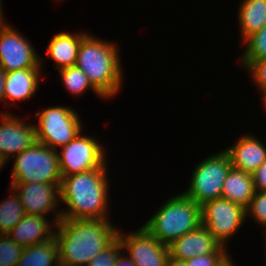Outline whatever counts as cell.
I'll list each match as a JSON object with an SVG mask.
<instances>
[{"label":"cell","instance_id":"6da1fadb","mask_svg":"<svg viewBox=\"0 0 266 266\" xmlns=\"http://www.w3.org/2000/svg\"><path fill=\"white\" fill-rule=\"evenodd\" d=\"M110 222V219H60L55 230L60 261L87 266L117 238L119 228Z\"/></svg>","mask_w":266,"mask_h":266},{"label":"cell","instance_id":"7a4b0ae2","mask_svg":"<svg viewBox=\"0 0 266 266\" xmlns=\"http://www.w3.org/2000/svg\"><path fill=\"white\" fill-rule=\"evenodd\" d=\"M107 162L100 168L62 177L60 201L61 219H108Z\"/></svg>","mask_w":266,"mask_h":266},{"label":"cell","instance_id":"3957f363","mask_svg":"<svg viewBox=\"0 0 266 266\" xmlns=\"http://www.w3.org/2000/svg\"><path fill=\"white\" fill-rule=\"evenodd\" d=\"M119 47L114 42L101 40L88 33L80 43L78 66L93 87L104 97L114 98L123 86V67Z\"/></svg>","mask_w":266,"mask_h":266},{"label":"cell","instance_id":"277c9868","mask_svg":"<svg viewBox=\"0 0 266 266\" xmlns=\"http://www.w3.org/2000/svg\"><path fill=\"white\" fill-rule=\"evenodd\" d=\"M201 224V206L182 192L163 202L142 226L163 245L169 246Z\"/></svg>","mask_w":266,"mask_h":266},{"label":"cell","instance_id":"5b68a950","mask_svg":"<svg viewBox=\"0 0 266 266\" xmlns=\"http://www.w3.org/2000/svg\"><path fill=\"white\" fill-rule=\"evenodd\" d=\"M10 183L61 184L57 150L40 142L15 155Z\"/></svg>","mask_w":266,"mask_h":266},{"label":"cell","instance_id":"8992f818","mask_svg":"<svg viewBox=\"0 0 266 266\" xmlns=\"http://www.w3.org/2000/svg\"><path fill=\"white\" fill-rule=\"evenodd\" d=\"M36 140L54 150L66 146L83 131V123L78 112L67 106H53L35 113Z\"/></svg>","mask_w":266,"mask_h":266},{"label":"cell","instance_id":"52a82bcc","mask_svg":"<svg viewBox=\"0 0 266 266\" xmlns=\"http://www.w3.org/2000/svg\"><path fill=\"white\" fill-rule=\"evenodd\" d=\"M232 167L225 150L209 155L195 166L189 187L182 191L199 206L222 196L223 183Z\"/></svg>","mask_w":266,"mask_h":266},{"label":"cell","instance_id":"ba28073f","mask_svg":"<svg viewBox=\"0 0 266 266\" xmlns=\"http://www.w3.org/2000/svg\"><path fill=\"white\" fill-rule=\"evenodd\" d=\"M82 133L80 131L66 146L57 150L62 177L100 168L107 162L105 146L95 137Z\"/></svg>","mask_w":266,"mask_h":266},{"label":"cell","instance_id":"9c48e42d","mask_svg":"<svg viewBox=\"0 0 266 266\" xmlns=\"http://www.w3.org/2000/svg\"><path fill=\"white\" fill-rule=\"evenodd\" d=\"M201 218L202 225L225 247L247 220L244 207L224 198H217L202 205Z\"/></svg>","mask_w":266,"mask_h":266},{"label":"cell","instance_id":"30bf717a","mask_svg":"<svg viewBox=\"0 0 266 266\" xmlns=\"http://www.w3.org/2000/svg\"><path fill=\"white\" fill-rule=\"evenodd\" d=\"M26 36L23 37L12 25L0 28V68L6 72L25 68H42L44 59L37 54Z\"/></svg>","mask_w":266,"mask_h":266},{"label":"cell","instance_id":"8fae6325","mask_svg":"<svg viewBox=\"0 0 266 266\" xmlns=\"http://www.w3.org/2000/svg\"><path fill=\"white\" fill-rule=\"evenodd\" d=\"M121 231L119 229L117 237L122 250L127 252L136 266H167L169 247L158 241L143 226L129 234Z\"/></svg>","mask_w":266,"mask_h":266},{"label":"cell","instance_id":"7c38bea8","mask_svg":"<svg viewBox=\"0 0 266 266\" xmlns=\"http://www.w3.org/2000/svg\"><path fill=\"white\" fill-rule=\"evenodd\" d=\"M60 185L34 182L11 183L10 186L17 192L25 214L46 216L50 212H57L56 215L53 214V220L58 222L62 215L61 209L59 210Z\"/></svg>","mask_w":266,"mask_h":266},{"label":"cell","instance_id":"4fadbf2b","mask_svg":"<svg viewBox=\"0 0 266 266\" xmlns=\"http://www.w3.org/2000/svg\"><path fill=\"white\" fill-rule=\"evenodd\" d=\"M0 114V154L8 161L37 142L35 124L8 111Z\"/></svg>","mask_w":266,"mask_h":266},{"label":"cell","instance_id":"5bb4252c","mask_svg":"<svg viewBox=\"0 0 266 266\" xmlns=\"http://www.w3.org/2000/svg\"><path fill=\"white\" fill-rule=\"evenodd\" d=\"M168 247L170 257L180 261H186L196 255L229 254L227 247L222 246L202 224Z\"/></svg>","mask_w":266,"mask_h":266},{"label":"cell","instance_id":"9a60e30c","mask_svg":"<svg viewBox=\"0 0 266 266\" xmlns=\"http://www.w3.org/2000/svg\"><path fill=\"white\" fill-rule=\"evenodd\" d=\"M259 139L243 134L235 144L224 149L233 168L252 174L266 160V145Z\"/></svg>","mask_w":266,"mask_h":266},{"label":"cell","instance_id":"2e32d148","mask_svg":"<svg viewBox=\"0 0 266 266\" xmlns=\"http://www.w3.org/2000/svg\"><path fill=\"white\" fill-rule=\"evenodd\" d=\"M56 225V221H50L46 216L26 214L14 228L7 233V236L25 248L53 239L55 237V229L53 228H56Z\"/></svg>","mask_w":266,"mask_h":266},{"label":"cell","instance_id":"e0dca14e","mask_svg":"<svg viewBox=\"0 0 266 266\" xmlns=\"http://www.w3.org/2000/svg\"><path fill=\"white\" fill-rule=\"evenodd\" d=\"M42 68H25L5 73L4 104L26 101L35 96L42 76ZM40 79V80H39Z\"/></svg>","mask_w":266,"mask_h":266},{"label":"cell","instance_id":"ac0fdd59","mask_svg":"<svg viewBox=\"0 0 266 266\" xmlns=\"http://www.w3.org/2000/svg\"><path fill=\"white\" fill-rule=\"evenodd\" d=\"M88 34V32H59L51 37V41L47 46L46 56L48 59L54 61L58 71L75 65L81 40Z\"/></svg>","mask_w":266,"mask_h":266},{"label":"cell","instance_id":"d6986e66","mask_svg":"<svg viewBox=\"0 0 266 266\" xmlns=\"http://www.w3.org/2000/svg\"><path fill=\"white\" fill-rule=\"evenodd\" d=\"M252 174L231 167L226 175L221 198L239 204L245 209L255 194Z\"/></svg>","mask_w":266,"mask_h":266},{"label":"cell","instance_id":"ffe728a7","mask_svg":"<svg viewBox=\"0 0 266 266\" xmlns=\"http://www.w3.org/2000/svg\"><path fill=\"white\" fill-rule=\"evenodd\" d=\"M238 11L241 40L266 25V0H243Z\"/></svg>","mask_w":266,"mask_h":266},{"label":"cell","instance_id":"44dd1931","mask_svg":"<svg viewBox=\"0 0 266 266\" xmlns=\"http://www.w3.org/2000/svg\"><path fill=\"white\" fill-rule=\"evenodd\" d=\"M59 261L58 243L54 237L45 243L23 248L16 266H57Z\"/></svg>","mask_w":266,"mask_h":266},{"label":"cell","instance_id":"7402d4cb","mask_svg":"<svg viewBox=\"0 0 266 266\" xmlns=\"http://www.w3.org/2000/svg\"><path fill=\"white\" fill-rule=\"evenodd\" d=\"M60 80L62 85L73 96H82L84 92L91 89L98 97L105 99L90 83L87 75L76 65L60 69Z\"/></svg>","mask_w":266,"mask_h":266},{"label":"cell","instance_id":"603a6c76","mask_svg":"<svg viewBox=\"0 0 266 266\" xmlns=\"http://www.w3.org/2000/svg\"><path fill=\"white\" fill-rule=\"evenodd\" d=\"M10 189L12 195L0 202V234L9 233L26 215L17 192Z\"/></svg>","mask_w":266,"mask_h":266},{"label":"cell","instance_id":"cb8c5ba5","mask_svg":"<svg viewBox=\"0 0 266 266\" xmlns=\"http://www.w3.org/2000/svg\"><path fill=\"white\" fill-rule=\"evenodd\" d=\"M246 43L245 51L240 56V67L243 70L253 61L266 57V25L259 31L248 36L242 44Z\"/></svg>","mask_w":266,"mask_h":266},{"label":"cell","instance_id":"d4e9b609","mask_svg":"<svg viewBox=\"0 0 266 266\" xmlns=\"http://www.w3.org/2000/svg\"><path fill=\"white\" fill-rule=\"evenodd\" d=\"M23 247L11 240L7 234H0V266H16Z\"/></svg>","mask_w":266,"mask_h":266},{"label":"cell","instance_id":"484cf974","mask_svg":"<svg viewBox=\"0 0 266 266\" xmlns=\"http://www.w3.org/2000/svg\"><path fill=\"white\" fill-rule=\"evenodd\" d=\"M249 216L266 231V191L255 192L246 208V217Z\"/></svg>","mask_w":266,"mask_h":266},{"label":"cell","instance_id":"4316f807","mask_svg":"<svg viewBox=\"0 0 266 266\" xmlns=\"http://www.w3.org/2000/svg\"><path fill=\"white\" fill-rule=\"evenodd\" d=\"M122 251V245L117 237L108 247L88 262L87 266H114L117 256Z\"/></svg>","mask_w":266,"mask_h":266},{"label":"cell","instance_id":"83f0119b","mask_svg":"<svg viewBox=\"0 0 266 266\" xmlns=\"http://www.w3.org/2000/svg\"><path fill=\"white\" fill-rule=\"evenodd\" d=\"M244 70L249 72L252 81L261 91L266 93V57L251 62Z\"/></svg>","mask_w":266,"mask_h":266},{"label":"cell","instance_id":"f1b7e54d","mask_svg":"<svg viewBox=\"0 0 266 266\" xmlns=\"http://www.w3.org/2000/svg\"><path fill=\"white\" fill-rule=\"evenodd\" d=\"M229 254L196 255L186 260L187 266H219Z\"/></svg>","mask_w":266,"mask_h":266},{"label":"cell","instance_id":"f546056e","mask_svg":"<svg viewBox=\"0 0 266 266\" xmlns=\"http://www.w3.org/2000/svg\"><path fill=\"white\" fill-rule=\"evenodd\" d=\"M255 191H266V160L252 173Z\"/></svg>","mask_w":266,"mask_h":266},{"label":"cell","instance_id":"4dcf8cb0","mask_svg":"<svg viewBox=\"0 0 266 266\" xmlns=\"http://www.w3.org/2000/svg\"><path fill=\"white\" fill-rule=\"evenodd\" d=\"M124 253L125 252L123 251L117 256L114 266H136L133 260L128 255H125Z\"/></svg>","mask_w":266,"mask_h":266},{"label":"cell","instance_id":"1f68e13d","mask_svg":"<svg viewBox=\"0 0 266 266\" xmlns=\"http://www.w3.org/2000/svg\"><path fill=\"white\" fill-rule=\"evenodd\" d=\"M5 72L0 68V102L4 103Z\"/></svg>","mask_w":266,"mask_h":266},{"label":"cell","instance_id":"d6a6232c","mask_svg":"<svg viewBox=\"0 0 266 266\" xmlns=\"http://www.w3.org/2000/svg\"><path fill=\"white\" fill-rule=\"evenodd\" d=\"M167 266H187L185 261L176 260L172 257H169Z\"/></svg>","mask_w":266,"mask_h":266},{"label":"cell","instance_id":"836d02e7","mask_svg":"<svg viewBox=\"0 0 266 266\" xmlns=\"http://www.w3.org/2000/svg\"><path fill=\"white\" fill-rule=\"evenodd\" d=\"M219 266H236L231 259V256L228 255Z\"/></svg>","mask_w":266,"mask_h":266},{"label":"cell","instance_id":"e575fe53","mask_svg":"<svg viewBox=\"0 0 266 266\" xmlns=\"http://www.w3.org/2000/svg\"><path fill=\"white\" fill-rule=\"evenodd\" d=\"M3 0H0V23H7L8 21L5 20L4 14H3Z\"/></svg>","mask_w":266,"mask_h":266},{"label":"cell","instance_id":"d590c367","mask_svg":"<svg viewBox=\"0 0 266 266\" xmlns=\"http://www.w3.org/2000/svg\"><path fill=\"white\" fill-rule=\"evenodd\" d=\"M9 163V161H7L1 154H0V171H1V169H3V167H5L6 165V163Z\"/></svg>","mask_w":266,"mask_h":266},{"label":"cell","instance_id":"8d00e7d4","mask_svg":"<svg viewBox=\"0 0 266 266\" xmlns=\"http://www.w3.org/2000/svg\"><path fill=\"white\" fill-rule=\"evenodd\" d=\"M261 98H263L262 100H263L264 106L266 107V93H264Z\"/></svg>","mask_w":266,"mask_h":266},{"label":"cell","instance_id":"74e56055","mask_svg":"<svg viewBox=\"0 0 266 266\" xmlns=\"http://www.w3.org/2000/svg\"><path fill=\"white\" fill-rule=\"evenodd\" d=\"M57 266H72V265H69V264H65L61 261L58 262Z\"/></svg>","mask_w":266,"mask_h":266},{"label":"cell","instance_id":"f35d334b","mask_svg":"<svg viewBox=\"0 0 266 266\" xmlns=\"http://www.w3.org/2000/svg\"><path fill=\"white\" fill-rule=\"evenodd\" d=\"M263 234H265L264 236V238H266V231L263 233ZM265 242H266V239H265ZM266 244V243H265ZM265 266H266V245H265Z\"/></svg>","mask_w":266,"mask_h":266}]
</instances>
